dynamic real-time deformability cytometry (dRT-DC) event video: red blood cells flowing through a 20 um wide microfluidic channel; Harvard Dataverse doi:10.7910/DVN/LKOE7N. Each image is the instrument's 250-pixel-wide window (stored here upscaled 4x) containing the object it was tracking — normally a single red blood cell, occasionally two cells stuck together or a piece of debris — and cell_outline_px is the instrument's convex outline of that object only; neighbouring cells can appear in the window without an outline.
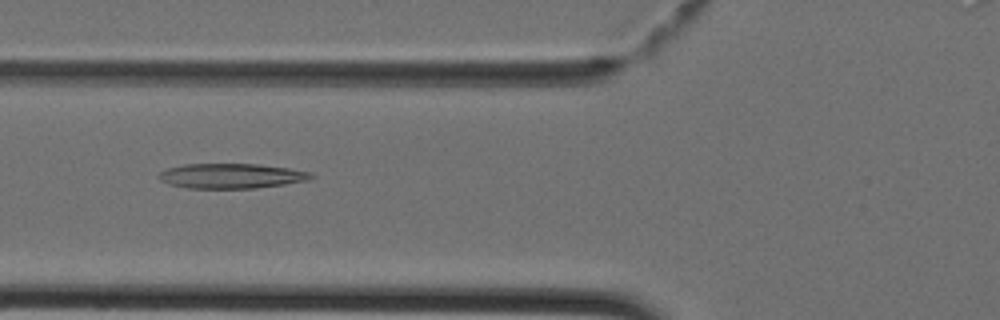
{"species": "Egyptian fruit bat (a non-hibernating species)", "species_latin": "Rousettus aegyptiacus", "temperature_condition": "cold", "stored_images_in_passage": 34, "camera_frame_rate_fps": 3000, "um_per_image_px": 0.085, "animal": {"sex": "female"}, "frame": {"image": 1, "passage_image": 10, "time_ms": 3.0, "image_size_px": [1000, 320], "cell_outline_px": [[316, 176], [308, 180], [284, 184], [256, 188], [188, 188], [168, 184], [160, 180], [156, 176], [160, 172], [168, 168], [184, 164], [260, 164], [288, 168], [312, 172]], "centroid_in_image_um": [19.66, 14.95], "position_along_channel_um": 106.1, "area_um2": 22.2}}
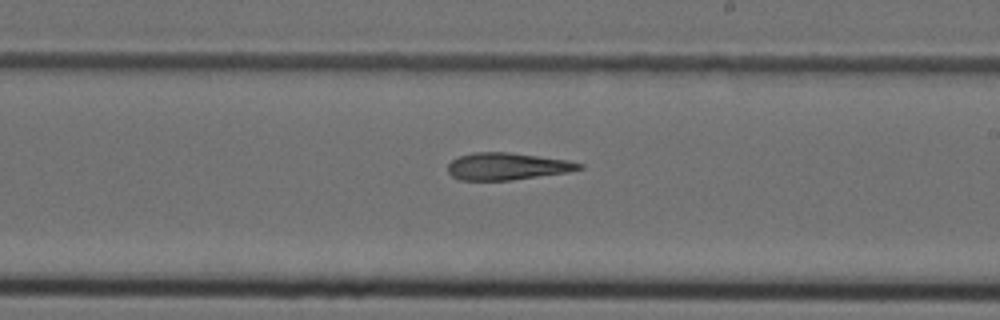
{"frame": {"image": 2, "passage_image": 19, "time_ms": 6.0, "image_size_px": [1000, 320], "cell_outline_px": [[584, 168], [568, 172], [512, 180], [460, 180], [452, 176], [448, 172], [448, 164], [452, 160], [460, 156], [472, 152], [508, 152], [568, 160], [584, 164]], "centroid_in_image_um": [43.12, 14.14], "position_along_channel_um": 245.9, "area_um2": 20.75}}
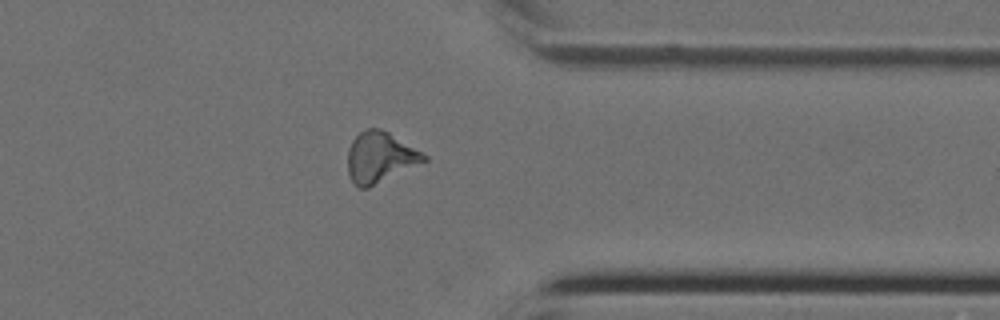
{"frame": {"image": 3, "passage_image": 28, "time_ms": 9.0, "image_size_px": [1000, 320], "cell_outline_px": [[428, 160], [368, 188], [360, 188], [352, 184], [348, 172], [348, 148], [352, 140], [364, 128], [380, 128], [388, 132], [428, 156]], "centroid_in_image_um": [32.27, 13.38], "position_along_channel_um": 379.1, "area_um2": 22.48}}